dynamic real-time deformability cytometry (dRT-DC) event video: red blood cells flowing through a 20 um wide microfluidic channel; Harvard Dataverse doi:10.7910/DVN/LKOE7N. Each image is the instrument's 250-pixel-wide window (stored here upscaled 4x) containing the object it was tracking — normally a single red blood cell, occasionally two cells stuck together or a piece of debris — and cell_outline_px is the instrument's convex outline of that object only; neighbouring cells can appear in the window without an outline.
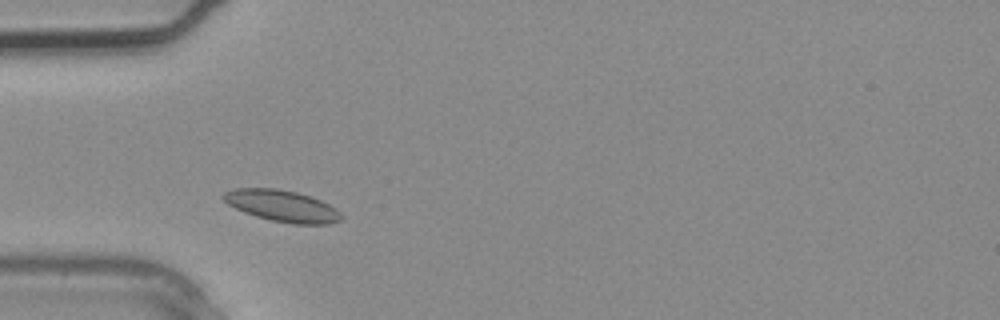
{"species": "common noctule bat (a hibernating species)", "species_latin": "Nyctalus noctula", "temperature_condition": "warm", "stored_images_in_passage": 1, "camera_frame_rate_fps": 3000, "um_per_image_px": 0.085, "animal": {"sex": "male", "body_mass_g": 20.4}, "frame": {"image": 1, "passage_image": 1, "time_ms": 0.0, "image_size_px": [1000, 320], "cell_outline_px": [[344, 216], [340, 220], [328, 224], [292, 224], [272, 220], [256, 216], [244, 212], [228, 204], [220, 196], [224, 192], [236, 188], [276, 188], [296, 192], [320, 200], [328, 204], [340, 212]], "centroid_in_image_um": [23.96, 17.5], "position_along_channel_um": 61.0, "area_um2": 21.5}}